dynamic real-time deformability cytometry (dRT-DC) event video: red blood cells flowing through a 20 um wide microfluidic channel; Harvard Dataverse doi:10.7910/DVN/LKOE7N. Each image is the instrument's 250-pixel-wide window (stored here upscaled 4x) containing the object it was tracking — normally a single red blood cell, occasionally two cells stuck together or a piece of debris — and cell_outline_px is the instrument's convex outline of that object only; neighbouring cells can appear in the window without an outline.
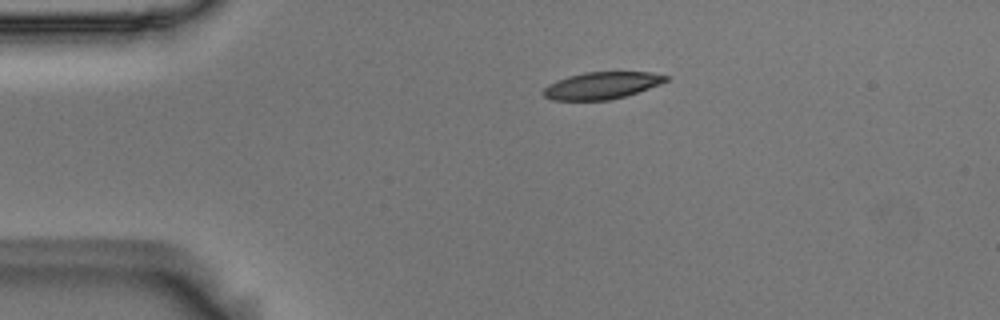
{"species": "Egyptian fruit bat (a non-hibernating species)", "species_latin": "Rousettus aegyptiacus", "temperature_condition": "room temperature", "stored_images_in_passage": 2, "camera_frame_rate_fps": 3000, "um_per_image_px": 0.085, "animal": {"sex": "male"}, "frame": {"image": 1, "passage_image": 1, "time_ms": 0.0, "image_size_px": [1000, 320], "cell_outline_px": [[672, 76], [668, 80], [660, 84], [624, 96], [608, 100], [552, 100], [544, 96], [544, 88], [548, 84], [556, 80], [568, 76], [584, 72], [652, 72]], "centroid_in_image_um": [51.16, 7.25], "position_along_channel_um": 33.8, "area_um2": 19.25}}